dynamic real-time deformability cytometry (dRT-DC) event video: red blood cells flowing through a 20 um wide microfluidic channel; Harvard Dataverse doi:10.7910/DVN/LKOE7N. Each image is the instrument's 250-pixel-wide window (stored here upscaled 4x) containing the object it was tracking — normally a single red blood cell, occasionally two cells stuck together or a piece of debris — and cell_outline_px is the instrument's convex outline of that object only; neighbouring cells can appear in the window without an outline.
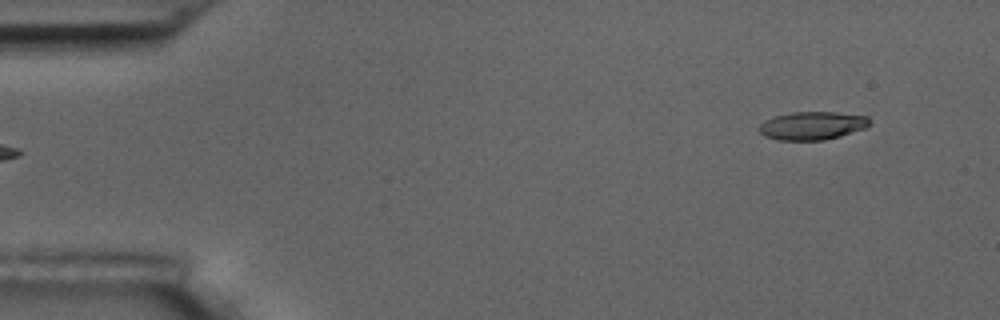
{"species": "common noctule bat (a hibernating species)", "species_latin": "Nyctalus noctula", "temperature_condition": "room temperature", "stored_images_in_passage": 6, "segment_of_instrument_passage": [2, 2], "camera_frame_rate_fps": 3000, "um_per_image_px": 0.085, "animal": {"sex": "male", "body_mass_g": 17.5, "forearm_length_mm": 52.3}, "frame": {"image": 1, "passage_image": 6, "time_ms": 5.667, "image_size_px": [1000, 320], "cell_outline_px": [[872, 124], [868, 128], [840, 136], [824, 140], [776, 140], [764, 136], [756, 128], [764, 120], [772, 116], [792, 112], [836, 112], [868, 116], [872, 120]], "centroid_in_image_um": [69.06, 10.68], "position_along_channel_um": 15.9, "area_um2": 18.61}}